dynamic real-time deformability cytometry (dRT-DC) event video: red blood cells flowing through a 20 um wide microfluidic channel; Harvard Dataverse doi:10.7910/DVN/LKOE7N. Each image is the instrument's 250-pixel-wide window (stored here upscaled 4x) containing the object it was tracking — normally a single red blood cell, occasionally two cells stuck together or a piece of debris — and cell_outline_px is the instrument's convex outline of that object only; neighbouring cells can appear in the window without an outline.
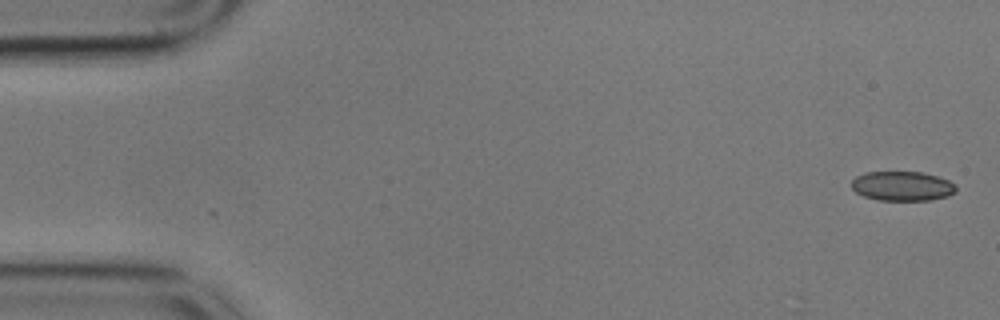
{"species": "common noctule bat (a hibernating species)", "species_latin": "Nyctalus noctula", "temperature_condition": "cold", "stored_images_in_passage": 17, "camera_frame_rate_fps": 3000, "um_per_image_px": 0.085, "animal": {"sex": "male", "body_mass_g": 17.9}, "frame": {"image": 1, "passage_image": 1, "time_ms": 0.0, "image_size_px": [1000, 320], "cell_outline_px": [[956, 192], [948, 196], [932, 200], [876, 200], [864, 196], [856, 192], [852, 188], [852, 180], [856, 176], [864, 172], [924, 172], [948, 180], [956, 184]], "centroid_in_image_um": [76.71, 15.82], "position_along_channel_um": 8.3, "area_um2": 18.09}}
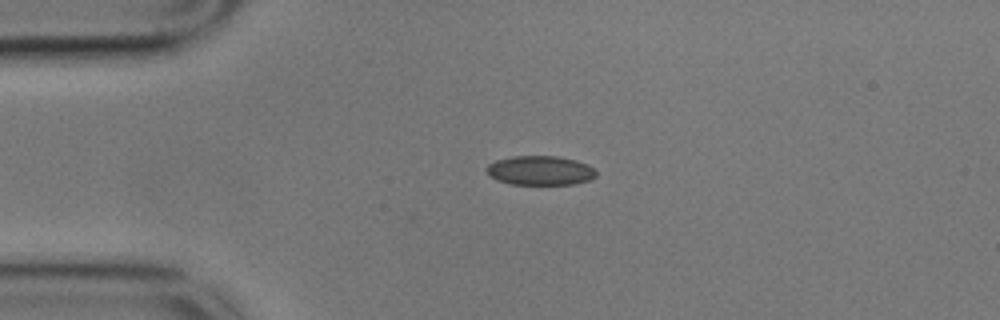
{"frame": {"image": 2, "passage_image": 12, "time_ms": 3.667, "image_size_px": [1000, 320], "cell_outline_px": [[596, 176], [588, 180], [572, 184], [512, 184], [496, 180], [484, 168], [488, 164], [496, 160], [512, 156], [556, 156], [576, 160], [588, 164], [596, 168]], "centroid_in_image_um": [45.93, 14.48], "position_along_channel_um": 39.1, "area_um2": 18.73}}